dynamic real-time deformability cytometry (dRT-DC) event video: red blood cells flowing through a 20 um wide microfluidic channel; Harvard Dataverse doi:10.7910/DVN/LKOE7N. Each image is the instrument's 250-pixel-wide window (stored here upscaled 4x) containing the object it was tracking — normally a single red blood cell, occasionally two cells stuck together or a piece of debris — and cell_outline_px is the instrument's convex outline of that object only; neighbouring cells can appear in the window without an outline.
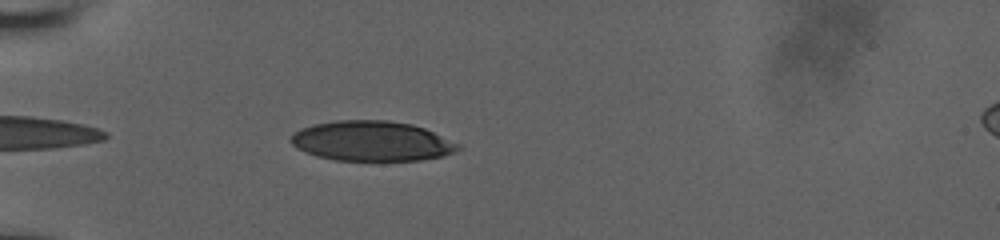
{"species": "human", "species_latin": "Homo sapiens", "temperature_condition": "room temperature", "stored_images_in_passage": 36, "camera_frame_rate_fps": 3000, "um_per_image_px": 0.085, "donor": {"sex": "male"}, "frame": {"image": 1, "passage_image": 3, "time_ms": 0.667, "image_size_px": [1000, 240], "cell_outline_px": [[460, 148], [444, 156], [420, 160], [336, 160], [316, 156], [296, 148], [288, 140], [292, 132], [300, 128], [312, 124], [336, 120], [388, 120], [412, 124], [424, 128], [460, 144]], "centroid_in_image_um": [31.54, 11.98], "position_along_channel_um": 53.5, "area_um2": 39.13}}
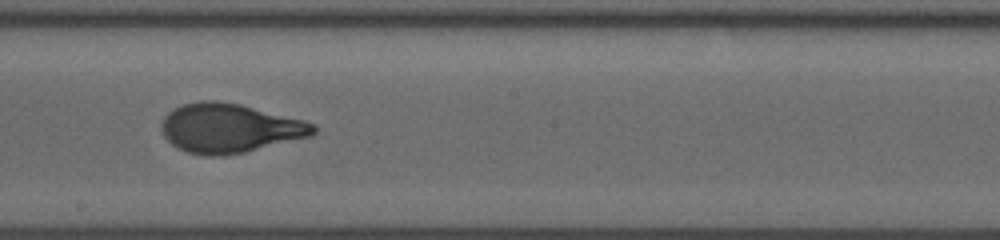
{"frame": {"image": 2, "passage_image": 18, "time_ms": 5.667, "image_size_px": [1000, 240], "cell_outline_px": [[316, 132], [312, 136], [244, 152], [220, 156], [208, 156], [188, 152], [172, 144], [164, 136], [160, 124], [164, 116], [168, 112], [184, 104], [200, 100], [216, 100], [240, 104], [304, 120], [316, 124]], "centroid_in_image_um": [19.53, 10.88], "position_along_channel_um": 228.7, "area_um2": 43.41}}
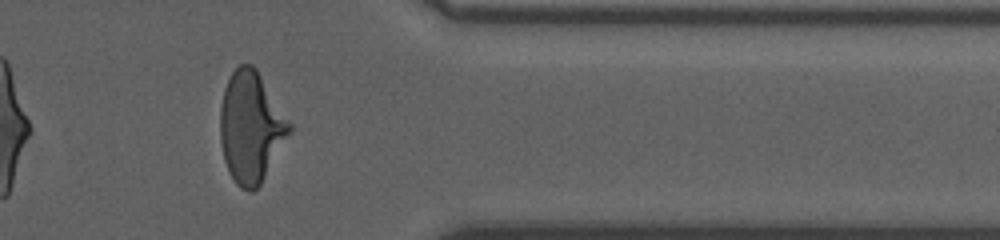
{"frame": {"image": 3, "passage_image": 31, "time_ms": 10.0, "image_size_px": [1000, 240], "cell_outline_px": [[292, 132], [260, 184], [252, 192], [248, 192], [240, 188], [236, 184], [228, 172], [224, 160], [220, 140], [220, 108], [224, 88], [232, 72], [240, 64], [252, 64], [256, 68], [292, 124]], "centroid_in_image_um": [21.33, 10.82], "position_along_channel_um": 390.1, "area_um2": 44.91}, "authors_computed_cell_mechanics": {"area_um2": 42.5697, "velocity_mm_per_s": 3.9543, "shape_relaxation_time_tau1_ms": 4.3433, "shape_relaxation_time_tau2_ms": null, "deformation_change_tau1": 0.2176, "deformation_change_tau2": null}}